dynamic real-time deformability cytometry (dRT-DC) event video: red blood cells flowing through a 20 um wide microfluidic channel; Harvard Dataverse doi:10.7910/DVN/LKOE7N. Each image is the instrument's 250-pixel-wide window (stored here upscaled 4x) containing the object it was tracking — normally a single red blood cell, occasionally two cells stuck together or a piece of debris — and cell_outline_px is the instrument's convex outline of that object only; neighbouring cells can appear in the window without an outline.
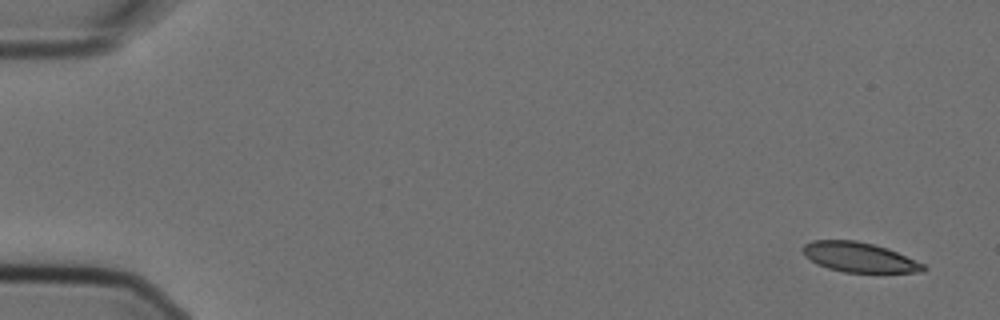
{"species": "Egyptian fruit bat (a non-hibernating species)", "species_latin": "Rousettus aegyptiacus", "temperature_condition": "cold", "stored_images_in_passage": 6, "camera_frame_rate_fps": 3000, "um_per_image_px": 0.085, "animal": {"sex": "female"}, "frame": {"image": 1, "passage_image": 1, "time_ms": 0.0, "image_size_px": [1000, 320], "cell_outline_px": [[928, 268], [924, 272], [844, 272], [828, 268], [816, 264], [804, 256], [804, 244], [812, 240], [856, 240], [888, 248], [924, 264]], "centroid_in_image_um": [73.03, 21.86], "position_along_channel_um": 12.0, "area_um2": 20.87}}